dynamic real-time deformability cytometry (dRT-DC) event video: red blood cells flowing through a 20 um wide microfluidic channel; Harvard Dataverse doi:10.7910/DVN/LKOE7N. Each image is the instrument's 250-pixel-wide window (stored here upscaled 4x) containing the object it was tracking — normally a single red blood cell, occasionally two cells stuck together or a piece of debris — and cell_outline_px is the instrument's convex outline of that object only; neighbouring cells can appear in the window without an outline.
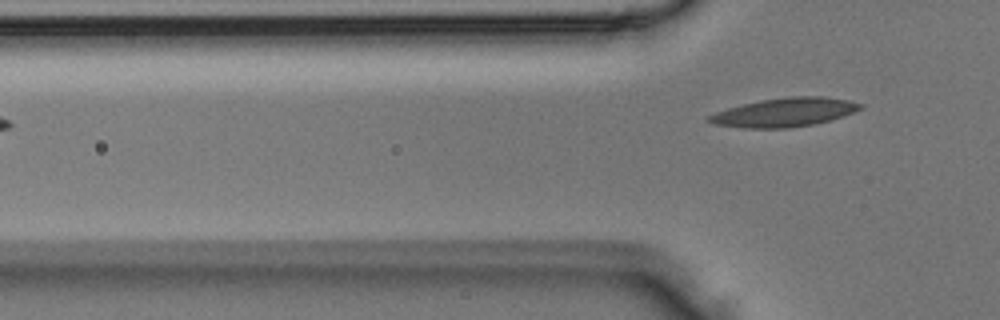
{"species": "Egyptian fruit bat (a non-hibernating species)", "species_latin": "Rousettus aegyptiacus", "temperature_condition": "room temperature", "stored_images_in_passage": 5, "segment_of_instrument_passage": [2, 2], "camera_frame_rate_fps": 3000, "um_per_image_px": 0.085, "animal": {"sex": "male"}, "frame": {"image": 1, "passage_image": 5, "time_ms": 1.333, "image_size_px": [1000, 320], "cell_outline_px": [[864, 108], [844, 116], [832, 120], [816, 124], [788, 128], [744, 128], [712, 124], [704, 120], [704, 116], [728, 108], [760, 100], [788, 96], [824, 96], [848, 100], [864, 104]], "centroid_in_image_um": [66.68, 9.55], "position_along_channel_um": 59.1, "area_um2": 25.84}}